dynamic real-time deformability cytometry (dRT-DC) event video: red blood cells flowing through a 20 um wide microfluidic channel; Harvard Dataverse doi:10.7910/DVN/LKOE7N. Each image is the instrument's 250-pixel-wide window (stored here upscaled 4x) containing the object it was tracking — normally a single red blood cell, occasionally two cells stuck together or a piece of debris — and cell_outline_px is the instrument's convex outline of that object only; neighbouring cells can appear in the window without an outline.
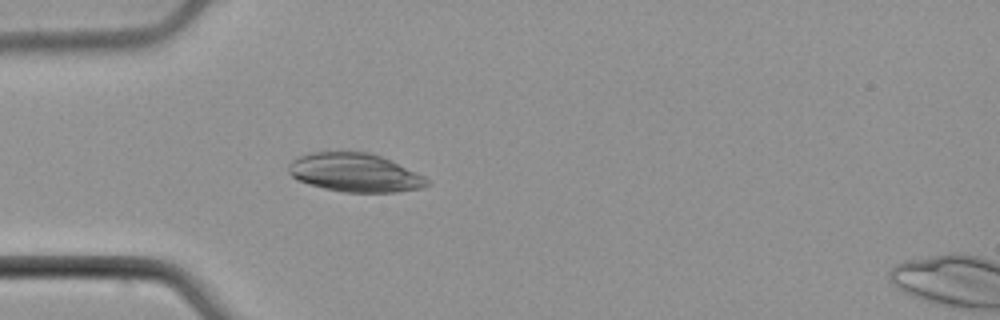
{"species": "common noctule bat (a hibernating species)", "species_latin": "Nyctalus noctula", "temperature_condition": "cold", "stored_images_in_passage": 28, "camera_frame_rate_fps": 3000, "um_per_image_px": 0.085, "animal": {"sex": "male", "body_mass_g": 21.5, "forearm_length_mm": 52.0}, "frame": {"image": 1, "passage_image": 1, "time_ms": 0.0, "image_size_px": [1000, 320], "cell_outline_px": [[432, 184], [424, 188], [396, 192], [344, 192], [324, 188], [308, 184], [292, 176], [288, 172], [288, 164], [292, 160], [300, 156], [312, 152], [368, 152], [380, 156], [424, 176]], "centroid_in_image_um": [30.17, 14.68], "position_along_channel_um": 54.8, "area_um2": 30.92}}
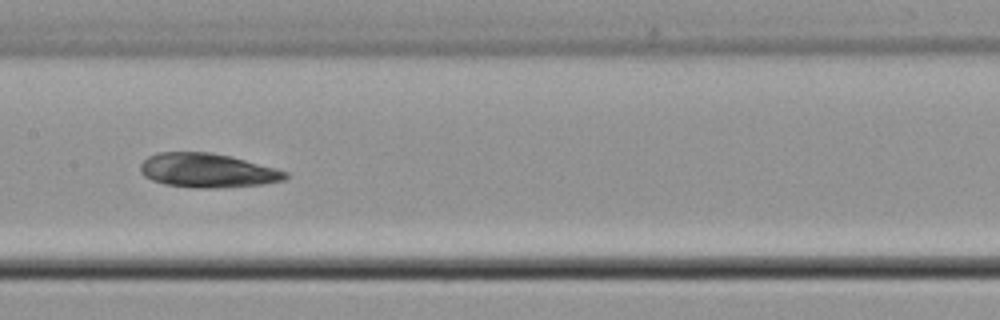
{"frame": {"image": 2, "passage_image": 12, "time_ms": 3.667, "image_size_px": [1000, 320], "cell_outline_px": [[288, 176], [284, 180], [260, 184], [212, 188], [196, 188], [164, 184], [152, 180], [144, 176], [140, 172], [140, 164], [148, 156], [156, 152], [212, 152], [276, 168], [288, 172]], "centroid_in_image_um": [17.58, 14.48], "position_along_channel_um": 189.8, "area_um2": 28.67}}
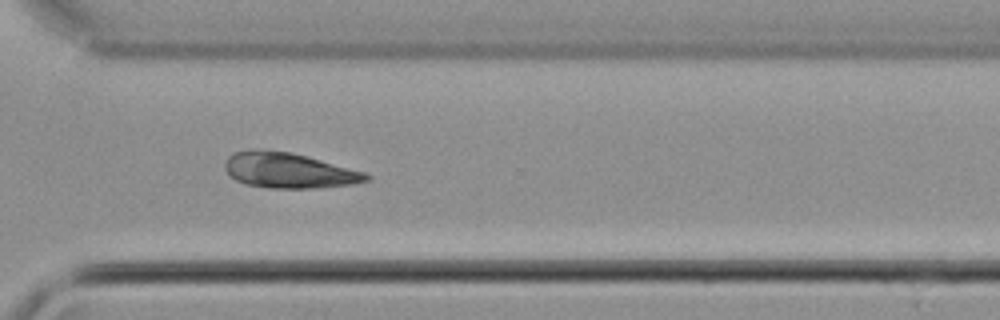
{"frame": {"image": 3, "passage_image": 24, "time_ms": 7.667, "image_size_px": [1000, 320], "cell_outline_px": [[372, 176], [368, 180], [352, 184], [316, 188], [272, 188], [244, 184], [228, 176], [224, 168], [224, 164], [228, 156], [236, 152], [252, 148], [256, 148], [288, 152], [368, 172]], "centroid_in_image_um": [24.52, 14.49], "position_along_channel_um": 346.1, "area_um2": 29.25}}